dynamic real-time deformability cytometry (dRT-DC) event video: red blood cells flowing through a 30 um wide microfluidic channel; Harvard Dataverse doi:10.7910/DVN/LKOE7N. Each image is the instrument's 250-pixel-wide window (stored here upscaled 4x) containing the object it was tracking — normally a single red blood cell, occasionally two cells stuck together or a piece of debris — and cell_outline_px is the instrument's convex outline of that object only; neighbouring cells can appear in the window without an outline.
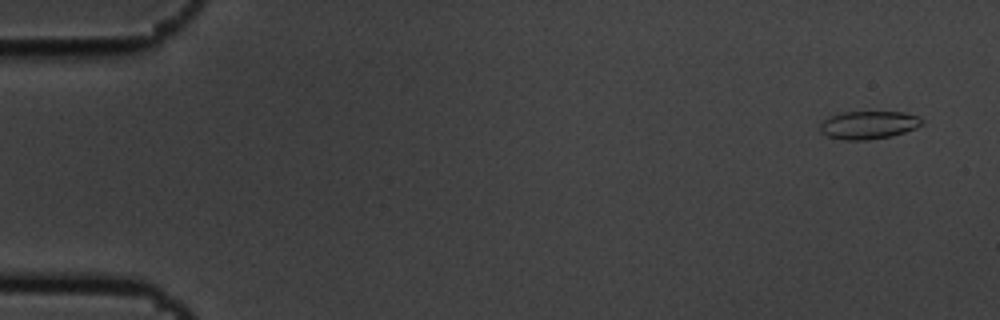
{"species": "common noctule bat (a hibernating species)", "species_latin": "Nyctalus noctula", "temperature_condition": "cold", "stored_images_in_passage": 4, "camera_frame_rate_fps": 3000, "um_per_image_px": 0.085, "animal": {"sex": "male", "body_mass_g": 19.5, "forearm_length_mm": 54.6}, "frame": {"image": 1, "passage_image": 1, "time_ms": 0.0, "image_size_px": [1000, 320], "cell_outline_px": [[924, 124], [916, 128], [892, 136], [868, 140], [844, 140], [828, 136], [820, 132], [820, 124], [824, 120], [832, 116], [844, 112], [904, 112], [920, 116], [924, 120]], "centroid_in_image_um": [73.88, 10.62], "position_along_channel_um": 11.1, "area_um2": 16.7}}
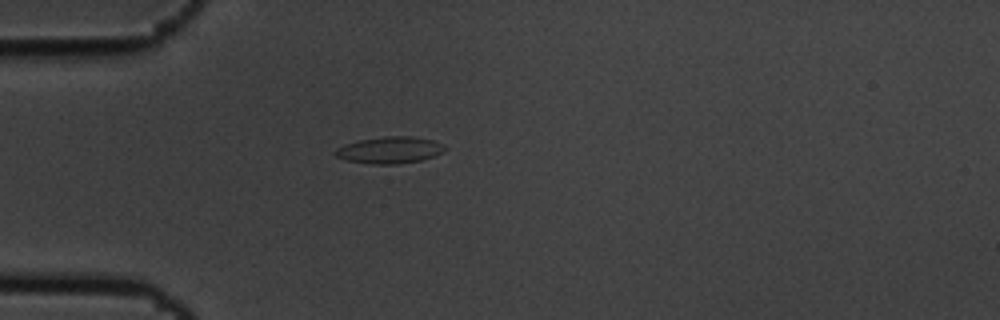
{"frame": {"image": 2, "passage_image": 4, "time_ms": 1.0, "image_size_px": [1000, 320], "cell_outline_px": [[444, 152], [420, 160], [396, 164], [372, 164], [344, 160], [336, 156], [332, 152], [336, 148], [344, 144], [360, 140], [384, 136], [412, 136], [432, 140], [444, 144]], "centroid_in_image_um": [33.08, 12.75], "position_along_channel_um": 51.9, "area_um2": 17.05}}